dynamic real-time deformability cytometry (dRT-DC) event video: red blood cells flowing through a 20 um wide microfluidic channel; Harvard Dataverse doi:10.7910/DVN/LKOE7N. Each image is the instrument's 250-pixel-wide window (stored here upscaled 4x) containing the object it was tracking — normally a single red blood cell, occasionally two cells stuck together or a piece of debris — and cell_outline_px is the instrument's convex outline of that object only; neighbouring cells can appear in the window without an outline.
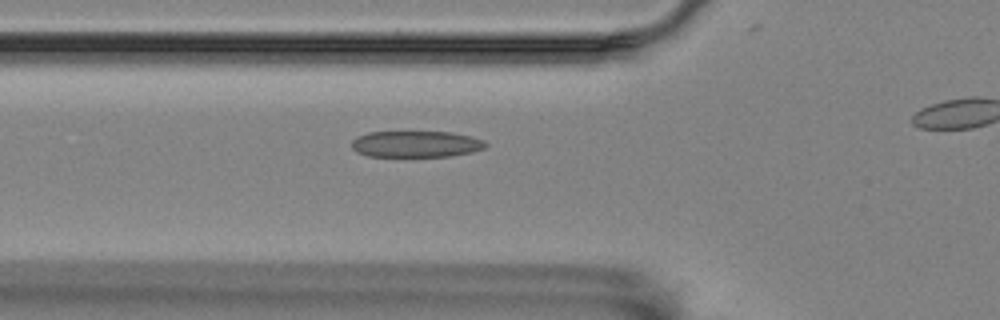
{"species": "Egyptian fruit bat (a non-hibernating species)", "species_latin": "Rousettus aegyptiacus", "temperature_condition": "room temperature", "stored_images_in_passage": 29, "camera_frame_rate_fps": 3000, "um_per_image_px": 0.085, "animal": {"sex": "female"}, "frame": {"image": 1, "passage_image": 2, "time_ms": 0.333, "image_size_px": [1000, 320], "cell_outline_px": [[488, 144], [484, 148], [472, 152], [452, 156], [368, 156], [356, 152], [352, 148], [352, 140], [356, 136], [368, 132], [452, 132], [472, 136], [484, 140]], "centroid_in_image_um": [35.36, 12.24], "position_along_channel_um": 90.4, "area_um2": 20.69}}
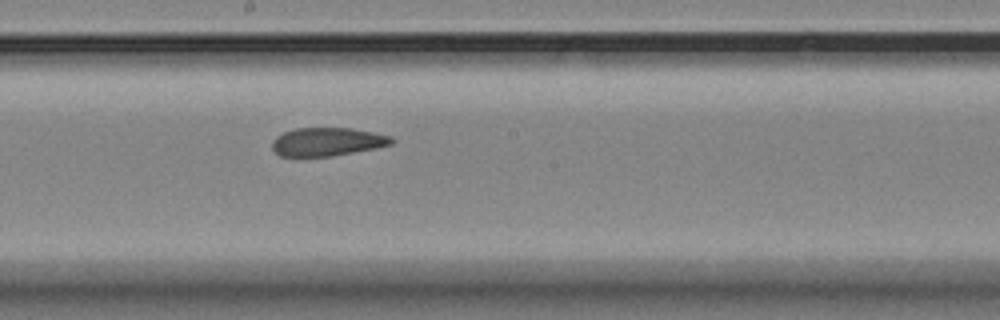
{"frame": {"image": 2, "passage_image": 13, "time_ms": 4.0, "image_size_px": [1000, 320], "cell_outline_px": [[396, 140], [392, 144], [376, 148], [332, 156], [280, 156], [272, 148], [272, 140], [276, 136], [284, 132], [296, 128], [352, 128], [392, 136]], "centroid_in_image_um": [27.84, 12.04], "position_along_channel_um": 220.4, "area_um2": 19.77}}
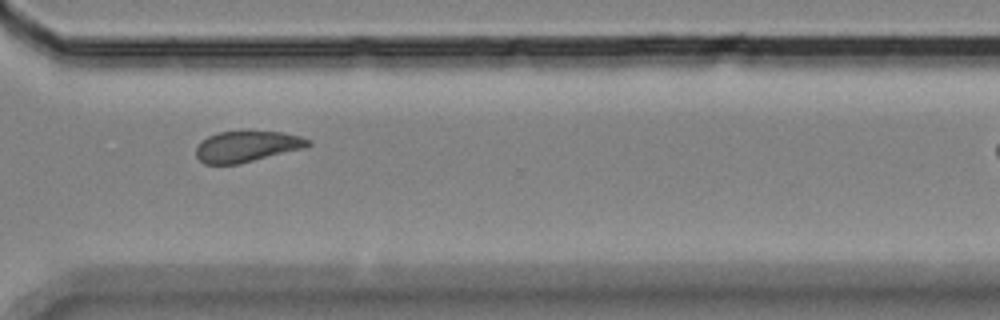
{"frame": {"image": 3, "passage_image": 24, "time_ms": 7.667, "image_size_px": [1000, 320], "cell_outline_px": [[312, 144], [304, 148], [240, 164], [204, 164], [196, 156], [196, 148], [208, 136], [216, 132], [248, 128], [284, 132], [300, 136], [312, 140]], "centroid_in_image_um": [21.03, 12.39], "position_along_channel_um": 349.6, "area_um2": 21.1}}